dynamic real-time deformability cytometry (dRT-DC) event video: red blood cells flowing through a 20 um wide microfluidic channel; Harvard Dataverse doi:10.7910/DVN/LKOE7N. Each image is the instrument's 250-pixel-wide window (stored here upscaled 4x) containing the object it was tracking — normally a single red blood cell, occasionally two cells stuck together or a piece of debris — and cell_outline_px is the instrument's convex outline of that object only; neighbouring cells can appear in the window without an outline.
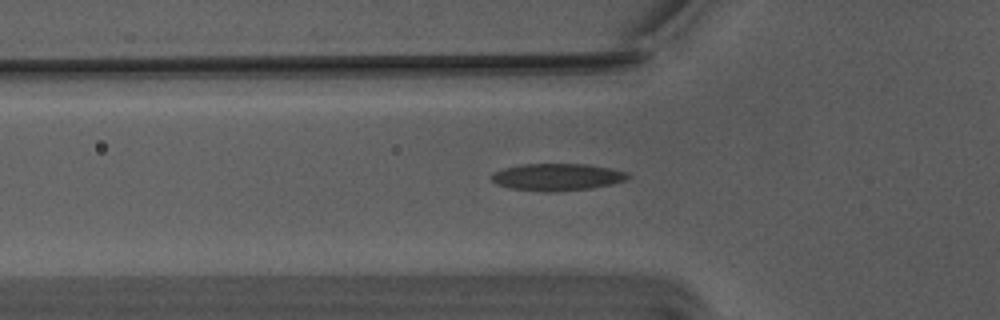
{"species": "Egyptian fruit bat (a non-hibernating species)", "species_latin": "Rousettus aegyptiacus", "temperature_condition": "warm", "stored_images_in_passage": 33, "camera_frame_rate_fps": 3000, "um_per_image_px": 0.085, "animal": {"sex": "male"}, "frame": {"image": 1, "passage_image": 5, "time_ms": 1.333, "image_size_px": [1000, 320], "cell_outline_px": [[632, 176], [624, 180], [612, 184], [592, 188], [560, 192], [548, 192], [512, 188], [496, 184], [492, 180], [492, 172], [504, 168], [524, 164], [588, 164], [628, 172]], "centroid_in_image_um": [47.38, 15.05], "position_along_channel_um": 78.4, "area_um2": 21.56}}
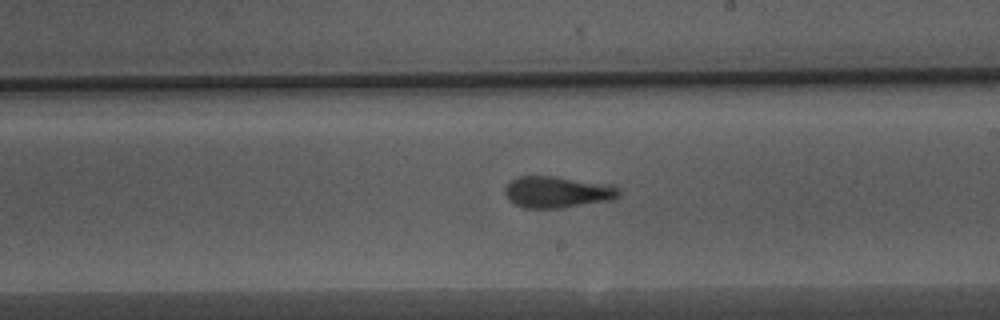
{"frame": {"image": 2, "passage_image": 18, "time_ms": 5.667, "image_size_px": [1000, 320], "cell_outline_px": [[620, 196], [612, 200], [564, 208], [524, 208], [508, 200], [504, 192], [504, 188], [512, 180], [520, 176], [552, 176], [616, 184], [620, 192]], "centroid_in_image_um": [47.43, 16.32], "position_along_channel_um": 241.6, "area_um2": 21.27}}
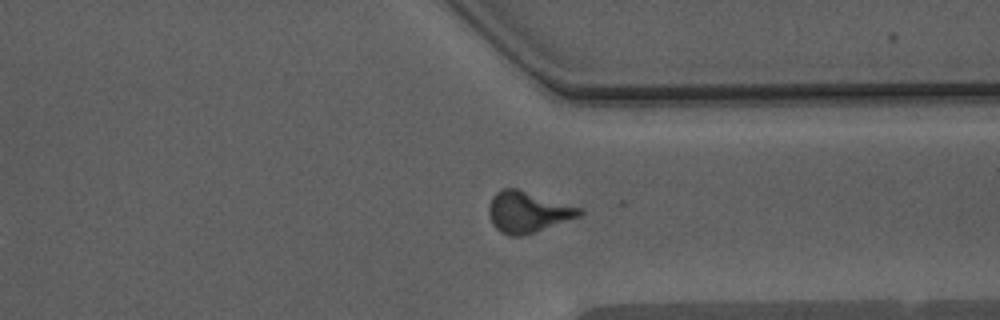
{"frame": {"image": 3, "passage_image": 28, "time_ms": 9.0, "image_size_px": [1000, 320], "cell_outline_px": [[584, 212], [580, 216], [536, 232], [520, 236], [508, 236], [500, 232], [492, 224], [488, 212], [488, 208], [492, 196], [496, 192], [504, 188], [516, 188], [584, 208]], "centroid_in_image_um": [44.87, 18.02], "position_along_channel_um": 366.5, "area_um2": 21.91}, "authors_computed_cell_mechanics": {"area_um2": 20.9814, "velocity_mm_per_s": 3.7704, "shape_relaxation_time_tau1_ms": 8.3788, "shape_relaxation_time_tau2_ms": 2.3221, "deformation_change_tau1": 0.1962, "deformation_change_tau2": 0.1118}}